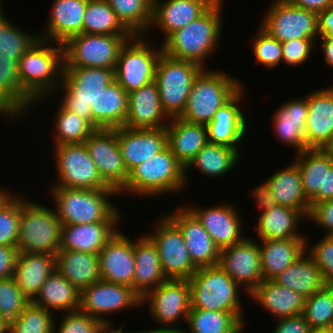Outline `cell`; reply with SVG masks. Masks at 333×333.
Returning a JSON list of instances; mask_svg holds the SVG:
<instances>
[{
	"label": "cell",
	"mask_w": 333,
	"mask_h": 333,
	"mask_svg": "<svg viewBox=\"0 0 333 333\" xmlns=\"http://www.w3.org/2000/svg\"><path fill=\"white\" fill-rule=\"evenodd\" d=\"M16 25L7 19L0 27V112L14 121L28 115L30 105L55 95L64 66L62 44Z\"/></svg>",
	"instance_id": "cell-1"
},
{
	"label": "cell",
	"mask_w": 333,
	"mask_h": 333,
	"mask_svg": "<svg viewBox=\"0 0 333 333\" xmlns=\"http://www.w3.org/2000/svg\"><path fill=\"white\" fill-rule=\"evenodd\" d=\"M223 0H216L201 16L171 33L162 44L167 56L194 62L203 69L214 54L222 32Z\"/></svg>",
	"instance_id": "cell-2"
},
{
	"label": "cell",
	"mask_w": 333,
	"mask_h": 333,
	"mask_svg": "<svg viewBox=\"0 0 333 333\" xmlns=\"http://www.w3.org/2000/svg\"><path fill=\"white\" fill-rule=\"evenodd\" d=\"M51 191L62 225L120 222L122 219V211L109 198L119 196L115 190L51 187Z\"/></svg>",
	"instance_id": "cell-3"
},
{
	"label": "cell",
	"mask_w": 333,
	"mask_h": 333,
	"mask_svg": "<svg viewBox=\"0 0 333 333\" xmlns=\"http://www.w3.org/2000/svg\"><path fill=\"white\" fill-rule=\"evenodd\" d=\"M186 186L185 167L167 146L151 159L135 166L118 195L126 193L146 198L159 197L170 193L178 194Z\"/></svg>",
	"instance_id": "cell-4"
},
{
	"label": "cell",
	"mask_w": 333,
	"mask_h": 333,
	"mask_svg": "<svg viewBox=\"0 0 333 333\" xmlns=\"http://www.w3.org/2000/svg\"><path fill=\"white\" fill-rule=\"evenodd\" d=\"M191 309L230 312L243 326L241 287L219 266L200 267L188 279Z\"/></svg>",
	"instance_id": "cell-5"
},
{
	"label": "cell",
	"mask_w": 333,
	"mask_h": 333,
	"mask_svg": "<svg viewBox=\"0 0 333 333\" xmlns=\"http://www.w3.org/2000/svg\"><path fill=\"white\" fill-rule=\"evenodd\" d=\"M221 71L203 69L198 74L180 118L207 126L218 109L244 86L237 78Z\"/></svg>",
	"instance_id": "cell-6"
},
{
	"label": "cell",
	"mask_w": 333,
	"mask_h": 333,
	"mask_svg": "<svg viewBox=\"0 0 333 333\" xmlns=\"http://www.w3.org/2000/svg\"><path fill=\"white\" fill-rule=\"evenodd\" d=\"M115 68L63 67L61 105L76 113L92 126L91 110H96V97L102 89L115 80Z\"/></svg>",
	"instance_id": "cell-7"
},
{
	"label": "cell",
	"mask_w": 333,
	"mask_h": 333,
	"mask_svg": "<svg viewBox=\"0 0 333 333\" xmlns=\"http://www.w3.org/2000/svg\"><path fill=\"white\" fill-rule=\"evenodd\" d=\"M32 202L23 198L16 248L18 252L56 256L60 250L62 223L55 208Z\"/></svg>",
	"instance_id": "cell-8"
},
{
	"label": "cell",
	"mask_w": 333,
	"mask_h": 333,
	"mask_svg": "<svg viewBox=\"0 0 333 333\" xmlns=\"http://www.w3.org/2000/svg\"><path fill=\"white\" fill-rule=\"evenodd\" d=\"M202 70L194 62L174 59L162 53L154 82L158 87L163 110L170 119L182 115L193 82Z\"/></svg>",
	"instance_id": "cell-9"
},
{
	"label": "cell",
	"mask_w": 333,
	"mask_h": 333,
	"mask_svg": "<svg viewBox=\"0 0 333 333\" xmlns=\"http://www.w3.org/2000/svg\"><path fill=\"white\" fill-rule=\"evenodd\" d=\"M145 35H134L122 47L114 69L115 81L129 94L154 82L162 45L149 46Z\"/></svg>",
	"instance_id": "cell-10"
},
{
	"label": "cell",
	"mask_w": 333,
	"mask_h": 333,
	"mask_svg": "<svg viewBox=\"0 0 333 333\" xmlns=\"http://www.w3.org/2000/svg\"><path fill=\"white\" fill-rule=\"evenodd\" d=\"M133 36L75 35L63 44V67L115 68L122 47Z\"/></svg>",
	"instance_id": "cell-11"
},
{
	"label": "cell",
	"mask_w": 333,
	"mask_h": 333,
	"mask_svg": "<svg viewBox=\"0 0 333 333\" xmlns=\"http://www.w3.org/2000/svg\"><path fill=\"white\" fill-rule=\"evenodd\" d=\"M54 146L57 181L52 187L114 190L103 181L84 143Z\"/></svg>",
	"instance_id": "cell-12"
},
{
	"label": "cell",
	"mask_w": 333,
	"mask_h": 333,
	"mask_svg": "<svg viewBox=\"0 0 333 333\" xmlns=\"http://www.w3.org/2000/svg\"><path fill=\"white\" fill-rule=\"evenodd\" d=\"M153 227L145 235L157 249L163 274L167 279L188 280L198 268L192 262L181 231L165 214Z\"/></svg>",
	"instance_id": "cell-13"
},
{
	"label": "cell",
	"mask_w": 333,
	"mask_h": 333,
	"mask_svg": "<svg viewBox=\"0 0 333 333\" xmlns=\"http://www.w3.org/2000/svg\"><path fill=\"white\" fill-rule=\"evenodd\" d=\"M263 17L260 27L281 43L303 38L318 41L320 37L317 13L287 0H274Z\"/></svg>",
	"instance_id": "cell-14"
},
{
	"label": "cell",
	"mask_w": 333,
	"mask_h": 333,
	"mask_svg": "<svg viewBox=\"0 0 333 333\" xmlns=\"http://www.w3.org/2000/svg\"><path fill=\"white\" fill-rule=\"evenodd\" d=\"M190 285L188 280L167 279L142 299L143 306L148 303L151 317L160 328H174L175 322H186L191 309Z\"/></svg>",
	"instance_id": "cell-15"
},
{
	"label": "cell",
	"mask_w": 333,
	"mask_h": 333,
	"mask_svg": "<svg viewBox=\"0 0 333 333\" xmlns=\"http://www.w3.org/2000/svg\"><path fill=\"white\" fill-rule=\"evenodd\" d=\"M142 306L141 298L131 287L100 280L80 292L79 310L112 324L105 316L123 312L131 307Z\"/></svg>",
	"instance_id": "cell-16"
},
{
	"label": "cell",
	"mask_w": 333,
	"mask_h": 333,
	"mask_svg": "<svg viewBox=\"0 0 333 333\" xmlns=\"http://www.w3.org/2000/svg\"><path fill=\"white\" fill-rule=\"evenodd\" d=\"M84 144L103 181L119 193L127 183L129 172L123 162L116 129L95 130Z\"/></svg>",
	"instance_id": "cell-17"
},
{
	"label": "cell",
	"mask_w": 333,
	"mask_h": 333,
	"mask_svg": "<svg viewBox=\"0 0 333 333\" xmlns=\"http://www.w3.org/2000/svg\"><path fill=\"white\" fill-rule=\"evenodd\" d=\"M245 237L220 250L218 265L249 295L263 281L258 241Z\"/></svg>",
	"instance_id": "cell-18"
},
{
	"label": "cell",
	"mask_w": 333,
	"mask_h": 333,
	"mask_svg": "<svg viewBox=\"0 0 333 333\" xmlns=\"http://www.w3.org/2000/svg\"><path fill=\"white\" fill-rule=\"evenodd\" d=\"M226 203H218L208 207H197L190 205L187 208L202 223L215 245L221 250L241 242L246 235H243L241 215L238 207ZM243 235V236H242Z\"/></svg>",
	"instance_id": "cell-19"
},
{
	"label": "cell",
	"mask_w": 333,
	"mask_h": 333,
	"mask_svg": "<svg viewBox=\"0 0 333 333\" xmlns=\"http://www.w3.org/2000/svg\"><path fill=\"white\" fill-rule=\"evenodd\" d=\"M165 215L181 231L192 262L197 268L218 265L220 249L187 207L180 205L175 212Z\"/></svg>",
	"instance_id": "cell-20"
},
{
	"label": "cell",
	"mask_w": 333,
	"mask_h": 333,
	"mask_svg": "<svg viewBox=\"0 0 333 333\" xmlns=\"http://www.w3.org/2000/svg\"><path fill=\"white\" fill-rule=\"evenodd\" d=\"M120 230L98 254L100 275L104 281L132 288L135 270L134 240Z\"/></svg>",
	"instance_id": "cell-21"
},
{
	"label": "cell",
	"mask_w": 333,
	"mask_h": 333,
	"mask_svg": "<svg viewBox=\"0 0 333 333\" xmlns=\"http://www.w3.org/2000/svg\"><path fill=\"white\" fill-rule=\"evenodd\" d=\"M308 114L305 138L307 149H326L333 140V85L306 95Z\"/></svg>",
	"instance_id": "cell-22"
},
{
	"label": "cell",
	"mask_w": 333,
	"mask_h": 333,
	"mask_svg": "<svg viewBox=\"0 0 333 333\" xmlns=\"http://www.w3.org/2000/svg\"><path fill=\"white\" fill-rule=\"evenodd\" d=\"M123 162L128 172L167 147L166 127L154 129L116 128Z\"/></svg>",
	"instance_id": "cell-23"
},
{
	"label": "cell",
	"mask_w": 333,
	"mask_h": 333,
	"mask_svg": "<svg viewBox=\"0 0 333 333\" xmlns=\"http://www.w3.org/2000/svg\"><path fill=\"white\" fill-rule=\"evenodd\" d=\"M243 91L244 86L214 114L207 125L208 143L231 146L239 151V142L248 134L249 124L239 107L245 95Z\"/></svg>",
	"instance_id": "cell-24"
},
{
	"label": "cell",
	"mask_w": 333,
	"mask_h": 333,
	"mask_svg": "<svg viewBox=\"0 0 333 333\" xmlns=\"http://www.w3.org/2000/svg\"><path fill=\"white\" fill-rule=\"evenodd\" d=\"M170 118L163 110L157 84L152 82L128 94L124 127L129 129L164 128Z\"/></svg>",
	"instance_id": "cell-25"
},
{
	"label": "cell",
	"mask_w": 333,
	"mask_h": 333,
	"mask_svg": "<svg viewBox=\"0 0 333 333\" xmlns=\"http://www.w3.org/2000/svg\"><path fill=\"white\" fill-rule=\"evenodd\" d=\"M88 0H54L44 33L33 36L64 44L71 37L83 33V20Z\"/></svg>",
	"instance_id": "cell-26"
},
{
	"label": "cell",
	"mask_w": 333,
	"mask_h": 333,
	"mask_svg": "<svg viewBox=\"0 0 333 333\" xmlns=\"http://www.w3.org/2000/svg\"><path fill=\"white\" fill-rule=\"evenodd\" d=\"M299 166L302 187L311 209L326 201L327 170L333 165V155L327 149H306L294 155Z\"/></svg>",
	"instance_id": "cell-27"
},
{
	"label": "cell",
	"mask_w": 333,
	"mask_h": 333,
	"mask_svg": "<svg viewBox=\"0 0 333 333\" xmlns=\"http://www.w3.org/2000/svg\"><path fill=\"white\" fill-rule=\"evenodd\" d=\"M216 0H153L151 28H159L164 40L201 16Z\"/></svg>",
	"instance_id": "cell-28"
},
{
	"label": "cell",
	"mask_w": 333,
	"mask_h": 333,
	"mask_svg": "<svg viewBox=\"0 0 333 333\" xmlns=\"http://www.w3.org/2000/svg\"><path fill=\"white\" fill-rule=\"evenodd\" d=\"M272 117L274 135L282 143L295 148V154L307 149L305 138L308 99L306 96L282 103Z\"/></svg>",
	"instance_id": "cell-29"
},
{
	"label": "cell",
	"mask_w": 333,
	"mask_h": 333,
	"mask_svg": "<svg viewBox=\"0 0 333 333\" xmlns=\"http://www.w3.org/2000/svg\"><path fill=\"white\" fill-rule=\"evenodd\" d=\"M118 224L120 222L62 225L60 250H74L98 255L119 230Z\"/></svg>",
	"instance_id": "cell-30"
},
{
	"label": "cell",
	"mask_w": 333,
	"mask_h": 333,
	"mask_svg": "<svg viewBox=\"0 0 333 333\" xmlns=\"http://www.w3.org/2000/svg\"><path fill=\"white\" fill-rule=\"evenodd\" d=\"M134 261L132 290L142 299L167 280L161 269L157 249L145 234L134 241Z\"/></svg>",
	"instance_id": "cell-31"
},
{
	"label": "cell",
	"mask_w": 333,
	"mask_h": 333,
	"mask_svg": "<svg viewBox=\"0 0 333 333\" xmlns=\"http://www.w3.org/2000/svg\"><path fill=\"white\" fill-rule=\"evenodd\" d=\"M54 270H56V256L18 252L13 278L21 292L32 301Z\"/></svg>",
	"instance_id": "cell-32"
},
{
	"label": "cell",
	"mask_w": 333,
	"mask_h": 333,
	"mask_svg": "<svg viewBox=\"0 0 333 333\" xmlns=\"http://www.w3.org/2000/svg\"><path fill=\"white\" fill-rule=\"evenodd\" d=\"M167 146L177 160L186 167L208 143L207 126L171 118L166 126Z\"/></svg>",
	"instance_id": "cell-33"
},
{
	"label": "cell",
	"mask_w": 333,
	"mask_h": 333,
	"mask_svg": "<svg viewBox=\"0 0 333 333\" xmlns=\"http://www.w3.org/2000/svg\"><path fill=\"white\" fill-rule=\"evenodd\" d=\"M249 296L277 319L301 314L306 301L302 294L281 286L274 280H263Z\"/></svg>",
	"instance_id": "cell-34"
},
{
	"label": "cell",
	"mask_w": 333,
	"mask_h": 333,
	"mask_svg": "<svg viewBox=\"0 0 333 333\" xmlns=\"http://www.w3.org/2000/svg\"><path fill=\"white\" fill-rule=\"evenodd\" d=\"M265 183L277 205L298 210L306 217L305 220L309 218L311 205L303 191L299 166L294 161L266 178Z\"/></svg>",
	"instance_id": "cell-35"
},
{
	"label": "cell",
	"mask_w": 333,
	"mask_h": 333,
	"mask_svg": "<svg viewBox=\"0 0 333 333\" xmlns=\"http://www.w3.org/2000/svg\"><path fill=\"white\" fill-rule=\"evenodd\" d=\"M263 280H272L306 252V239L259 240Z\"/></svg>",
	"instance_id": "cell-36"
},
{
	"label": "cell",
	"mask_w": 333,
	"mask_h": 333,
	"mask_svg": "<svg viewBox=\"0 0 333 333\" xmlns=\"http://www.w3.org/2000/svg\"><path fill=\"white\" fill-rule=\"evenodd\" d=\"M128 111V93L114 80L96 97V110H91L92 127L116 129L125 125Z\"/></svg>",
	"instance_id": "cell-37"
},
{
	"label": "cell",
	"mask_w": 333,
	"mask_h": 333,
	"mask_svg": "<svg viewBox=\"0 0 333 333\" xmlns=\"http://www.w3.org/2000/svg\"><path fill=\"white\" fill-rule=\"evenodd\" d=\"M56 269L80 292L101 280L98 255L74 250H59Z\"/></svg>",
	"instance_id": "cell-38"
},
{
	"label": "cell",
	"mask_w": 333,
	"mask_h": 333,
	"mask_svg": "<svg viewBox=\"0 0 333 333\" xmlns=\"http://www.w3.org/2000/svg\"><path fill=\"white\" fill-rule=\"evenodd\" d=\"M305 216L298 210L276 205L261 212L256 224L260 240L266 239H306L299 233V224Z\"/></svg>",
	"instance_id": "cell-39"
},
{
	"label": "cell",
	"mask_w": 333,
	"mask_h": 333,
	"mask_svg": "<svg viewBox=\"0 0 333 333\" xmlns=\"http://www.w3.org/2000/svg\"><path fill=\"white\" fill-rule=\"evenodd\" d=\"M31 302L51 312L76 311L80 307V291L56 269Z\"/></svg>",
	"instance_id": "cell-40"
},
{
	"label": "cell",
	"mask_w": 333,
	"mask_h": 333,
	"mask_svg": "<svg viewBox=\"0 0 333 333\" xmlns=\"http://www.w3.org/2000/svg\"><path fill=\"white\" fill-rule=\"evenodd\" d=\"M240 155L234 147L207 143L185 167L186 184L190 168L196 167L201 174L217 179L236 168Z\"/></svg>",
	"instance_id": "cell-41"
},
{
	"label": "cell",
	"mask_w": 333,
	"mask_h": 333,
	"mask_svg": "<svg viewBox=\"0 0 333 333\" xmlns=\"http://www.w3.org/2000/svg\"><path fill=\"white\" fill-rule=\"evenodd\" d=\"M272 280L306 298L326 285L320 269L306 252Z\"/></svg>",
	"instance_id": "cell-42"
},
{
	"label": "cell",
	"mask_w": 333,
	"mask_h": 333,
	"mask_svg": "<svg viewBox=\"0 0 333 333\" xmlns=\"http://www.w3.org/2000/svg\"><path fill=\"white\" fill-rule=\"evenodd\" d=\"M83 33L133 35L118 19L106 0H88L83 20Z\"/></svg>",
	"instance_id": "cell-43"
},
{
	"label": "cell",
	"mask_w": 333,
	"mask_h": 333,
	"mask_svg": "<svg viewBox=\"0 0 333 333\" xmlns=\"http://www.w3.org/2000/svg\"><path fill=\"white\" fill-rule=\"evenodd\" d=\"M133 35L150 34L153 0H106Z\"/></svg>",
	"instance_id": "cell-44"
},
{
	"label": "cell",
	"mask_w": 333,
	"mask_h": 333,
	"mask_svg": "<svg viewBox=\"0 0 333 333\" xmlns=\"http://www.w3.org/2000/svg\"><path fill=\"white\" fill-rule=\"evenodd\" d=\"M186 333H243L244 326L230 313L224 311L190 309ZM189 331V332H188Z\"/></svg>",
	"instance_id": "cell-45"
},
{
	"label": "cell",
	"mask_w": 333,
	"mask_h": 333,
	"mask_svg": "<svg viewBox=\"0 0 333 333\" xmlns=\"http://www.w3.org/2000/svg\"><path fill=\"white\" fill-rule=\"evenodd\" d=\"M58 107L53 121V143L55 145L84 143L95 129L82 117L68 111L61 104Z\"/></svg>",
	"instance_id": "cell-46"
},
{
	"label": "cell",
	"mask_w": 333,
	"mask_h": 333,
	"mask_svg": "<svg viewBox=\"0 0 333 333\" xmlns=\"http://www.w3.org/2000/svg\"><path fill=\"white\" fill-rule=\"evenodd\" d=\"M302 315L312 329L332 328L333 285H325L307 297Z\"/></svg>",
	"instance_id": "cell-47"
},
{
	"label": "cell",
	"mask_w": 333,
	"mask_h": 333,
	"mask_svg": "<svg viewBox=\"0 0 333 333\" xmlns=\"http://www.w3.org/2000/svg\"><path fill=\"white\" fill-rule=\"evenodd\" d=\"M55 322L53 312L30 302L9 322L8 333H53Z\"/></svg>",
	"instance_id": "cell-48"
},
{
	"label": "cell",
	"mask_w": 333,
	"mask_h": 333,
	"mask_svg": "<svg viewBox=\"0 0 333 333\" xmlns=\"http://www.w3.org/2000/svg\"><path fill=\"white\" fill-rule=\"evenodd\" d=\"M23 198L12 195L0 207V245L17 246Z\"/></svg>",
	"instance_id": "cell-49"
},
{
	"label": "cell",
	"mask_w": 333,
	"mask_h": 333,
	"mask_svg": "<svg viewBox=\"0 0 333 333\" xmlns=\"http://www.w3.org/2000/svg\"><path fill=\"white\" fill-rule=\"evenodd\" d=\"M31 301L21 292L13 277L0 279V318L8 323Z\"/></svg>",
	"instance_id": "cell-50"
},
{
	"label": "cell",
	"mask_w": 333,
	"mask_h": 333,
	"mask_svg": "<svg viewBox=\"0 0 333 333\" xmlns=\"http://www.w3.org/2000/svg\"><path fill=\"white\" fill-rule=\"evenodd\" d=\"M253 36L252 51L255 62L268 69L278 66L282 62V43L270 36L260 26Z\"/></svg>",
	"instance_id": "cell-51"
},
{
	"label": "cell",
	"mask_w": 333,
	"mask_h": 333,
	"mask_svg": "<svg viewBox=\"0 0 333 333\" xmlns=\"http://www.w3.org/2000/svg\"><path fill=\"white\" fill-rule=\"evenodd\" d=\"M306 236V253L320 269L326 285H333V236L323 235L319 242L309 245ZM311 246V247H309Z\"/></svg>",
	"instance_id": "cell-52"
},
{
	"label": "cell",
	"mask_w": 333,
	"mask_h": 333,
	"mask_svg": "<svg viewBox=\"0 0 333 333\" xmlns=\"http://www.w3.org/2000/svg\"><path fill=\"white\" fill-rule=\"evenodd\" d=\"M58 329L54 323L53 333H99L105 325L100 319L80 310L63 313Z\"/></svg>",
	"instance_id": "cell-53"
},
{
	"label": "cell",
	"mask_w": 333,
	"mask_h": 333,
	"mask_svg": "<svg viewBox=\"0 0 333 333\" xmlns=\"http://www.w3.org/2000/svg\"><path fill=\"white\" fill-rule=\"evenodd\" d=\"M316 41L313 39H294L282 43V61L287 65L298 66L310 59Z\"/></svg>",
	"instance_id": "cell-54"
},
{
	"label": "cell",
	"mask_w": 333,
	"mask_h": 333,
	"mask_svg": "<svg viewBox=\"0 0 333 333\" xmlns=\"http://www.w3.org/2000/svg\"><path fill=\"white\" fill-rule=\"evenodd\" d=\"M309 220L316 223L317 227L325 229L324 235L333 236V200L316 204L311 209Z\"/></svg>",
	"instance_id": "cell-55"
},
{
	"label": "cell",
	"mask_w": 333,
	"mask_h": 333,
	"mask_svg": "<svg viewBox=\"0 0 333 333\" xmlns=\"http://www.w3.org/2000/svg\"><path fill=\"white\" fill-rule=\"evenodd\" d=\"M276 320L273 333H310L312 330L302 313Z\"/></svg>",
	"instance_id": "cell-56"
},
{
	"label": "cell",
	"mask_w": 333,
	"mask_h": 333,
	"mask_svg": "<svg viewBox=\"0 0 333 333\" xmlns=\"http://www.w3.org/2000/svg\"><path fill=\"white\" fill-rule=\"evenodd\" d=\"M249 193L253 196V200L256 201L261 212L271 210L277 205L276 199L265 181L254 187Z\"/></svg>",
	"instance_id": "cell-57"
},
{
	"label": "cell",
	"mask_w": 333,
	"mask_h": 333,
	"mask_svg": "<svg viewBox=\"0 0 333 333\" xmlns=\"http://www.w3.org/2000/svg\"><path fill=\"white\" fill-rule=\"evenodd\" d=\"M17 255L16 247L0 245V279L13 277Z\"/></svg>",
	"instance_id": "cell-58"
},
{
	"label": "cell",
	"mask_w": 333,
	"mask_h": 333,
	"mask_svg": "<svg viewBox=\"0 0 333 333\" xmlns=\"http://www.w3.org/2000/svg\"><path fill=\"white\" fill-rule=\"evenodd\" d=\"M317 15L319 38H333V6L326 8Z\"/></svg>",
	"instance_id": "cell-59"
},
{
	"label": "cell",
	"mask_w": 333,
	"mask_h": 333,
	"mask_svg": "<svg viewBox=\"0 0 333 333\" xmlns=\"http://www.w3.org/2000/svg\"><path fill=\"white\" fill-rule=\"evenodd\" d=\"M291 5L304 8L317 14L333 6V0H287Z\"/></svg>",
	"instance_id": "cell-60"
},
{
	"label": "cell",
	"mask_w": 333,
	"mask_h": 333,
	"mask_svg": "<svg viewBox=\"0 0 333 333\" xmlns=\"http://www.w3.org/2000/svg\"><path fill=\"white\" fill-rule=\"evenodd\" d=\"M319 48L323 50L324 62L330 67H333V38H318Z\"/></svg>",
	"instance_id": "cell-61"
},
{
	"label": "cell",
	"mask_w": 333,
	"mask_h": 333,
	"mask_svg": "<svg viewBox=\"0 0 333 333\" xmlns=\"http://www.w3.org/2000/svg\"><path fill=\"white\" fill-rule=\"evenodd\" d=\"M326 200H333V165L327 170Z\"/></svg>",
	"instance_id": "cell-62"
},
{
	"label": "cell",
	"mask_w": 333,
	"mask_h": 333,
	"mask_svg": "<svg viewBox=\"0 0 333 333\" xmlns=\"http://www.w3.org/2000/svg\"><path fill=\"white\" fill-rule=\"evenodd\" d=\"M139 333H186L184 328H157L152 330H141Z\"/></svg>",
	"instance_id": "cell-63"
},
{
	"label": "cell",
	"mask_w": 333,
	"mask_h": 333,
	"mask_svg": "<svg viewBox=\"0 0 333 333\" xmlns=\"http://www.w3.org/2000/svg\"><path fill=\"white\" fill-rule=\"evenodd\" d=\"M122 324V327H120L119 329H114V326H113V324H105L102 328H101V330H100V332L99 333H139V331H136V332H132V331H130V332H128V331H122V329H123V326H124V323H121Z\"/></svg>",
	"instance_id": "cell-64"
},
{
	"label": "cell",
	"mask_w": 333,
	"mask_h": 333,
	"mask_svg": "<svg viewBox=\"0 0 333 333\" xmlns=\"http://www.w3.org/2000/svg\"><path fill=\"white\" fill-rule=\"evenodd\" d=\"M9 193L10 191L0 187V207L13 195V193Z\"/></svg>",
	"instance_id": "cell-65"
},
{
	"label": "cell",
	"mask_w": 333,
	"mask_h": 333,
	"mask_svg": "<svg viewBox=\"0 0 333 333\" xmlns=\"http://www.w3.org/2000/svg\"><path fill=\"white\" fill-rule=\"evenodd\" d=\"M9 331V323L4 319L0 318V333H8Z\"/></svg>",
	"instance_id": "cell-66"
},
{
	"label": "cell",
	"mask_w": 333,
	"mask_h": 333,
	"mask_svg": "<svg viewBox=\"0 0 333 333\" xmlns=\"http://www.w3.org/2000/svg\"><path fill=\"white\" fill-rule=\"evenodd\" d=\"M2 0H0V27H1V25L8 19V18H6L5 16L6 15H4L3 13H4V9H3V4H2Z\"/></svg>",
	"instance_id": "cell-67"
},
{
	"label": "cell",
	"mask_w": 333,
	"mask_h": 333,
	"mask_svg": "<svg viewBox=\"0 0 333 333\" xmlns=\"http://www.w3.org/2000/svg\"><path fill=\"white\" fill-rule=\"evenodd\" d=\"M310 333H333L332 328L328 329H312Z\"/></svg>",
	"instance_id": "cell-68"
},
{
	"label": "cell",
	"mask_w": 333,
	"mask_h": 333,
	"mask_svg": "<svg viewBox=\"0 0 333 333\" xmlns=\"http://www.w3.org/2000/svg\"><path fill=\"white\" fill-rule=\"evenodd\" d=\"M326 149L333 155V140Z\"/></svg>",
	"instance_id": "cell-69"
}]
</instances>
